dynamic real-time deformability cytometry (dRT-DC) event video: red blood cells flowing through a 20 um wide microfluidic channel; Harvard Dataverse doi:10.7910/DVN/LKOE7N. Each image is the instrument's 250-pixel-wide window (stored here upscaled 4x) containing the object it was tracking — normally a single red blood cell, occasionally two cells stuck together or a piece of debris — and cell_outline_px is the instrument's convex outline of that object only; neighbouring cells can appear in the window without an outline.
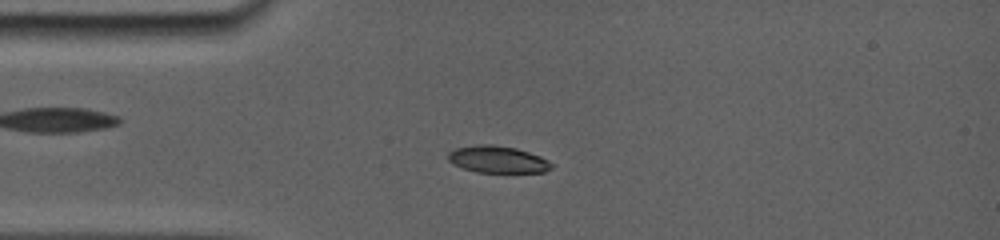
{"species": "common noctule bat (a hibernating species)", "species_latin": "Nyctalus noctula", "temperature_condition": "room temperature", "stored_images_in_passage": 69, "camera_frame_rate_fps": 5000, "um_per_image_px": 0.085, "animal": {"sex": "female", "body_mass_g": 19.0, "forearm_length_mm": 56.7}, "frame": {"image": 1, "passage_image": 16, "time_ms": 3.8, "image_size_px": [1000, 240], "cell_outline_px": [[552, 168], [544, 172], [476, 172], [452, 164], [448, 160], [448, 156], [456, 148], [512, 148], [528, 152], [540, 156], [552, 164]], "centroid_in_image_um": [42.36, 13.63], "position_along_channel_um": 42.6, "area_um2": 14.91}}
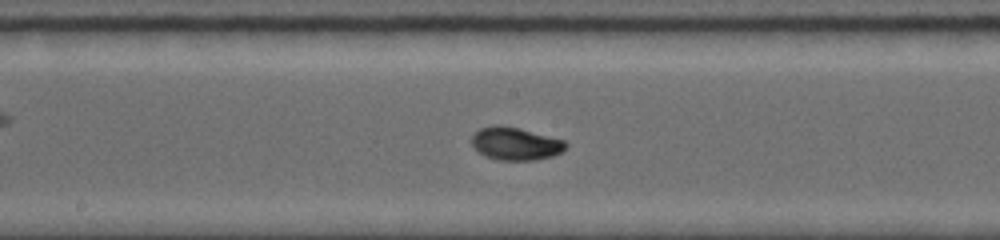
{"frame": {"image": 2, "passage_image": 38, "time_ms": 8.4, "image_size_px": [1000, 240], "cell_outline_px": [[564, 148], [560, 152], [552, 156], [536, 160], [500, 160], [484, 156], [472, 144], [472, 136], [480, 128], [516, 128], [564, 140]], "centroid_in_image_um": [43.82, 12.26], "position_along_channel_um": 204.4, "area_um2": 16.99}}
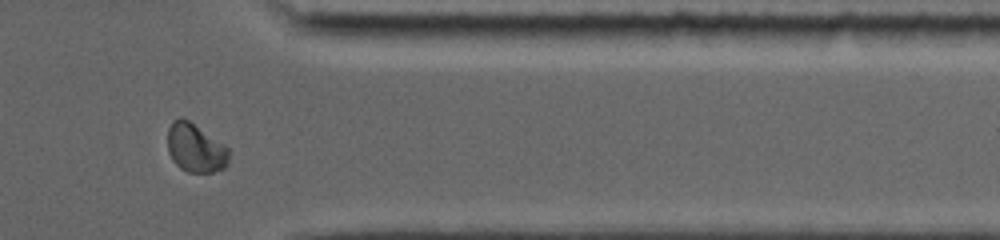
{"frame": {"image": 3, "passage_image": 57, "time_ms": 13.4, "image_size_px": [1000, 240], "cell_outline_px": [[228, 164], [224, 168], [212, 172], [188, 172], [180, 168], [172, 160], [168, 152], [168, 128], [172, 120], [180, 116], [188, 120], [228, 148]], "centroid_in_image_um": [16.57, 12.58], "position_along_channel_um": 394.8, "area_um2": 17.22}, "authors_computed_cell_mechanics": {"area_um2": 16.9932, "velocity_mm_per_s": 3.8409, "shape_relaxation_time_tau1_ms": 2.9986, "shape_relaxation_time_tau2_ms": null, "deformation_change_tau1": 0.1768, "deformation_change_tau2": null}}